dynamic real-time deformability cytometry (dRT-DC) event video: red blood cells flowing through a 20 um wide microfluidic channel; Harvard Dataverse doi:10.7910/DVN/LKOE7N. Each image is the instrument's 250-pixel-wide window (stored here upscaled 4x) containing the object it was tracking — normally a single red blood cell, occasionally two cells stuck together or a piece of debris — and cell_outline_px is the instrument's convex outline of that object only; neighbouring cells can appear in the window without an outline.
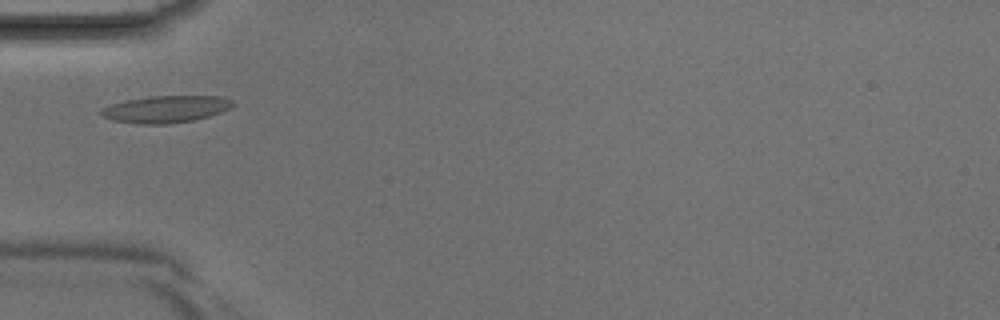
{"species": "Egyptian fruit bat (a non-hibernating species)", "species_latin": "Rousettus aegyptiacus", "temperature_condition": "room temperature", "stored_images_in_passage": 34, "camera_frame_rate_fps": 3000, "um_per_image_px": 0.085, "animal": {"sex": "male"}, "frame": {"image": 1, "passage_image": 6, "time_ms": 1.667, "image_size_px": [1000, 320], "cell_outline_px": [[236, 104], [232, 108], [208, 116], [192, 120], [168, 124], [140, 124], [112, 120], [100, 116], [100, 112], [104, 108], [112, 104], [128, 100], [148, 96], [220, 96], [232, 100]], "centroid_in_image_um": [14.12, 9.27], "position_along_channel_um": 70.9, "area_um2": 20.63}}
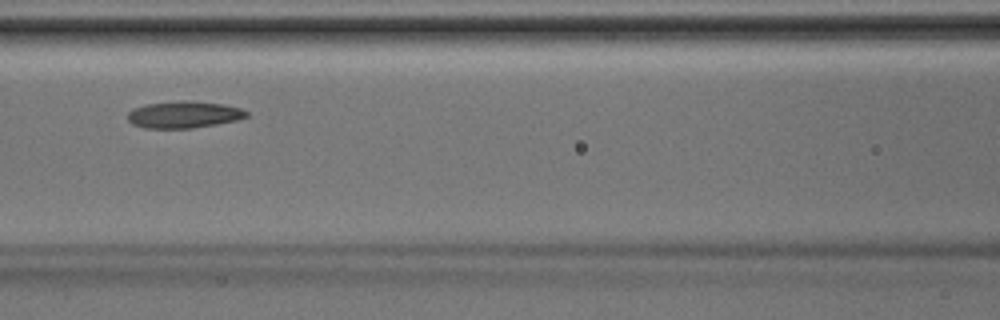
{"frame": {"image": 2, "passage_image": 11, "time_ms": 3.333, "image_size_px": [1000, 320], "cell_outline_px": [[248, 116], [236, 120], [216, 124], [192, 128], [144, 128], [132, 124], [128, 120], [128, 112], [132, 108], [148, 104], [180, 100], [184, 100], [224, 104], [240, 108], [248, 112]], "centroid_in_image_um": [15.61, 9.74], "position_along_channel_um": 151.0, "area_um2": 18.55}}
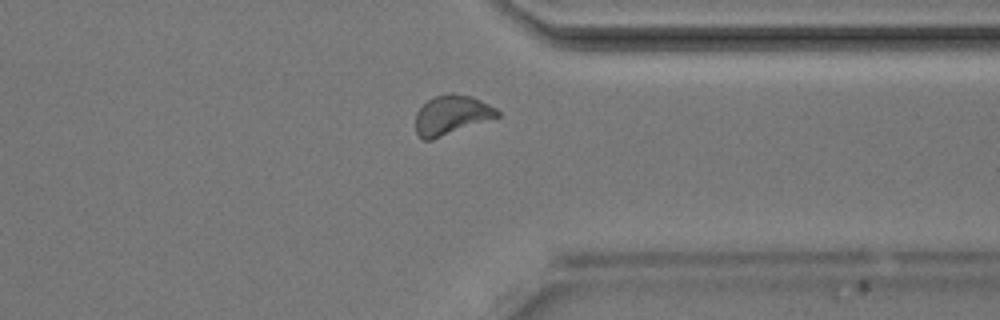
{"frame": {"image": 3, "passage_image": 25, "time_ms": 8.0, "image_size_px": [1000, 320], "cell_outline_px": [[500, 116], [432, 140], [424, 140], [416, 132], [416, 112], [428, 100], [436, 96], [452, 92], [472, 96], [496, 108], [500, 112]], "centroid_in_image_um": [38.39, 9.77], "position_along_channel_um": 373.0, "area_um2": 18.67}}